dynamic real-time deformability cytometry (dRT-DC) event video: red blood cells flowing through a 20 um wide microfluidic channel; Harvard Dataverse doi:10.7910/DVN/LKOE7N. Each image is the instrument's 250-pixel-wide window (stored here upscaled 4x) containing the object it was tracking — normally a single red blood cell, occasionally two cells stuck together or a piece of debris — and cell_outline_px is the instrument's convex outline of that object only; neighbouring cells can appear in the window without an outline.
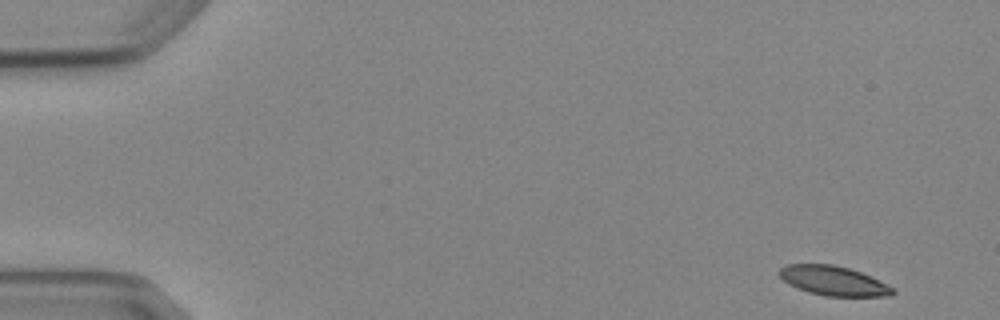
{"species": "Egyptian fruit bat (a non-hibernating species)", "species_latin": "Rousettus aegyptiacus", "temperature_condition": "cold", "stored_images_in_passage": 9, "camera_frame_rate_fps": 3000, "um_per_image_px": 0.085, "animal": {"sex": "female"}, "frame": {"image": 1, "passage_image": 1, "time_ms": 0.0, "image_size_px": [1000, 320], "cell_outline_px": [[896, 292], [892, 296], [824, 296], [808, 292], [788, 284], [776, 272], [780, 268], [788, 264], [832, 264], [848, 268], [860, 272], [896, 288]], "centroid_in_image_um": [70.85, 23.87], "position_along_channel_um": 14.2, "area_um2": 19.54}}
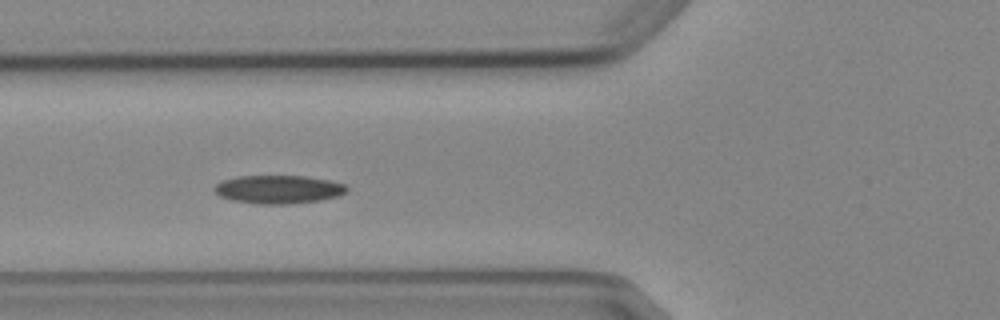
{"frame": {"image": 2, "passage_image": 6, "time_ms": 5.667, "image_size_px": [1000, 320], "cell_outline_px": [[348, 192], [340, 196], [320, 200], [292, 204], [260, 204], [232, 200], [220, 196], [212, 188], [216, 184], [224, 180], [240, 176], [304, 176], [328, 180], [344, 184], [348, 188]], "centroid_in_image_um": [23.7, 16.1], "position_along_channel_um": 102.1, "area_um2": 21.85}}
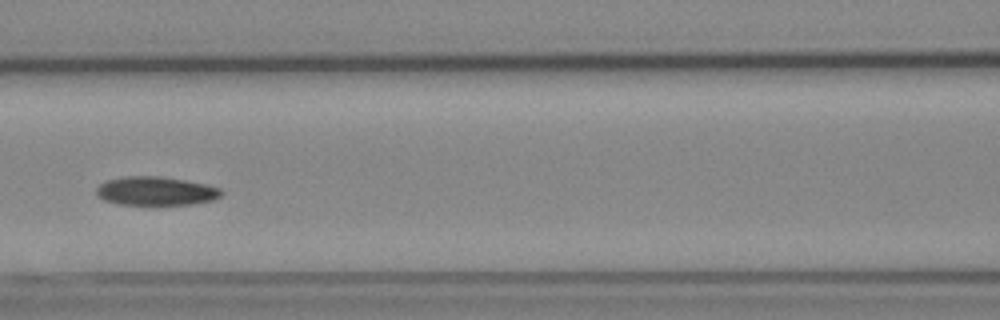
{"frame": {"image": 3, "passage_image": 7, "time_ms": 7.0, "image_size_px": [1000, 320], "cell_outline_px": [[224, 192], [220, 196], [212, 200], [192, 204], [156, 208], [120, 204], [104, 200], [96, 196], [96, 188], [104, 180], [124, 176], [160, 176], [184, 180], [204, 184], [220, 188]], "centroid_in_image_um": [13.21, 16.28], "position_along_channel_um": 153.4, "area_um2": 21.91}}